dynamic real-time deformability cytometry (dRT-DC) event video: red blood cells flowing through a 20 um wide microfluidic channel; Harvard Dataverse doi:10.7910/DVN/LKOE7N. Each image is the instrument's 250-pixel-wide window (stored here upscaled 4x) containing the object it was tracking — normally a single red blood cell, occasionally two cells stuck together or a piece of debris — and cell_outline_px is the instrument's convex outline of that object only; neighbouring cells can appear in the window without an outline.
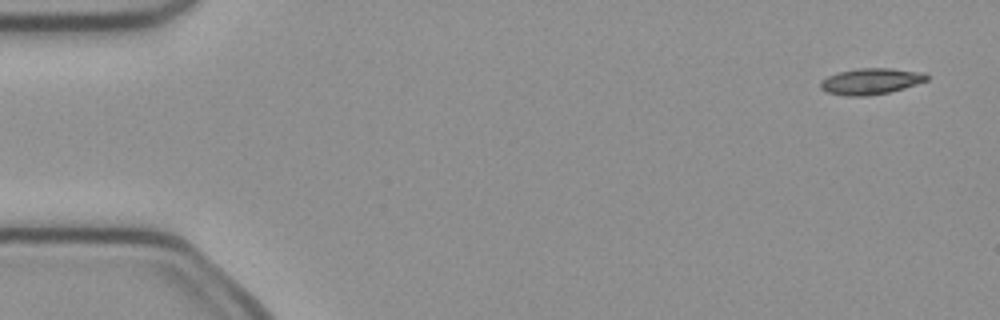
{"species": "common noctule bat (a hibernating species)", "species_latin": "Nyctalus noctula", "temperature_condition": "cold", "stored_images_in_passage": 6, "camera_frame_rate_fps": 3000, "um_per_image_px": 0.085, "animal": {"sex": "female", "body_mass_g": 21.9}, "frame": {"image": 1, "passage_image": 1, "time_ms": 0.0, "image_size_px": [1000, 320], "cell_outline_px": [[928, 80], [904, 88], [888, 92], [868, 96], [844, 96], [828, 92], [820, 88], [820, 80], [828, 76], [840, 72], [860, 68], [892, 68], [924, 72], [928, 76]], "centroid_in_image_um": [74.03, 6.91], "position_along_channel_um": 11.0, "area_um2": 16.18}}
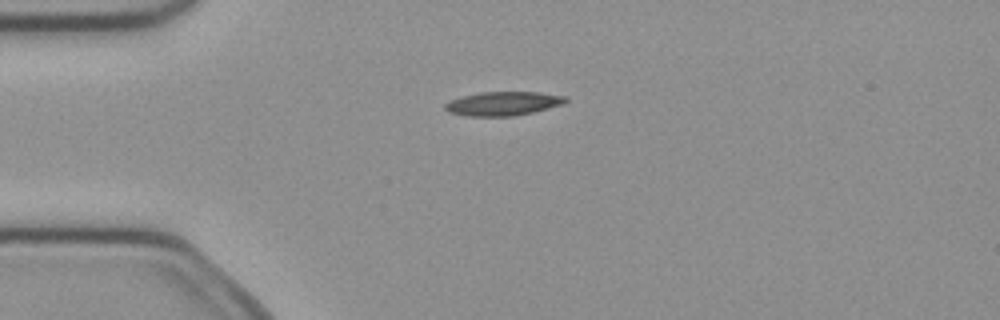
{"frame": {"image": 2, "passage_image": 4, "time_ms": 1.0, "image_size_px": [1000, 320], "cell_outline_px": [[568, 100], [564, 104], [516, 116], [464, 116], [448, 112], [444, 108], [444, 104], [452, 100], [464, 96], [480, 92], [540, 92], [568, 96]], "centroid_in_image_um": [42.79, 8.8], "position_along_channel_um": 42.2, "area_um2": 16.88}}
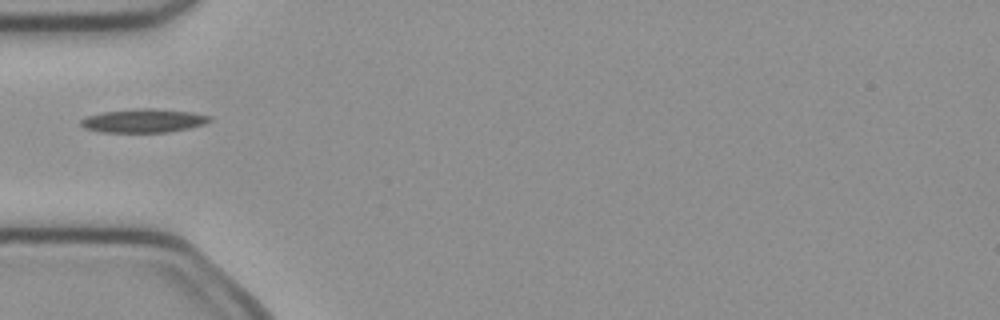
{"frame": {"image": 3, "passage_image": 5, "time_ms": 1.333, "image_size_px": [1000, 320], "cell_outline_px": [[212, 120], [204, 124], [188, 128], [168, 132], [100, 132], [84, 128], [80, 124], [80, 120], [88, 116], [104, 112], [132, 108], [152, 108], [192, 112], [212, 116]], "centroid_in_image_um": [12.21, 10.25], "position_along_channel_um": 72.8, "area_um2": 17.8}}